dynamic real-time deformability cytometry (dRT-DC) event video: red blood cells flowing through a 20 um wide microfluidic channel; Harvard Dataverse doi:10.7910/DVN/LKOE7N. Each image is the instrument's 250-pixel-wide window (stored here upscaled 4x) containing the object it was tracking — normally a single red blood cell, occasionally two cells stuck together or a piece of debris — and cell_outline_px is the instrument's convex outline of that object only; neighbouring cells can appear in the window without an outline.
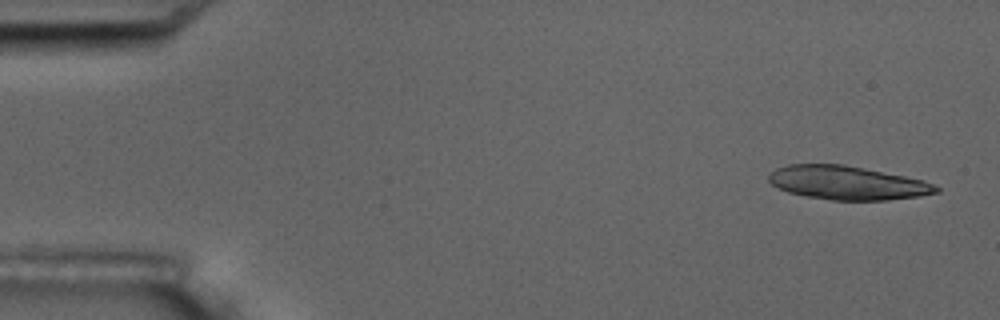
{"species": "common noctule bat (a hibernating species)", "species_latin": "Nyctalus noctula", "temperature_condition": "room temperature", "stored_images_in_passage": 5, "camera_frame_rate_fps": 3000, "um_per_image_px": 0.085, "animal": {"sex": "male", "body_mass_g": 17.5, "forearm_length_mm": 52.3}, "frame": {"image": 1, "passage_image": 1, "time_ms": 0.0, "image_size_px": [1000, 320], "cell_outline_px": [[940, 192], [920, 196], [888, 200], [832, 200], [804, 196], [788, 192], [772, 184], [768, 180], [768, 176], [776, 168], [788, 164], [844, 164], [924, 180], [940, 188]], "centroid_in_image_um": [72.02, 15.54], "position_along_channel_um": 13.0, "area_um2": 32.83}}